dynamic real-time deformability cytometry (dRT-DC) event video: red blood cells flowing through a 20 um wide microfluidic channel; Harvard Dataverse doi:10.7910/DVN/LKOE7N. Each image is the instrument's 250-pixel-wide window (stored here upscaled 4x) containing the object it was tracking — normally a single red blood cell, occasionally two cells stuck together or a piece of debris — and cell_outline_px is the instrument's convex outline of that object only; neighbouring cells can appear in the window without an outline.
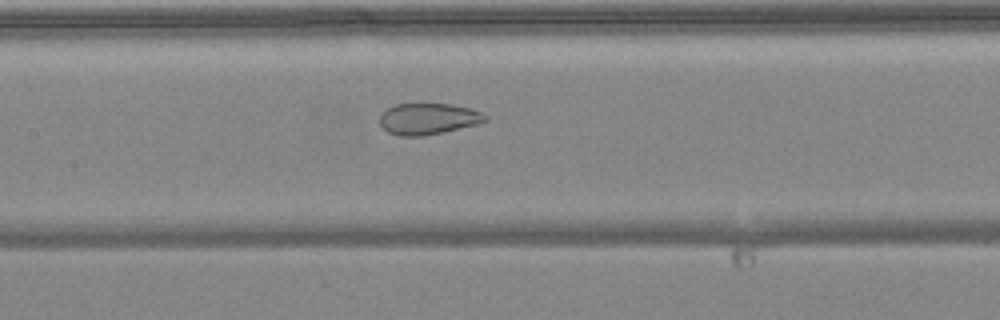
{"species": "common noctule bat (a hibernating species)", "species_latin": "Nyctalus noctula", "temperature_condition": "warm", "stored_images_in_passage": 48, "camera_frame_rate_fps": 3000, "um_per_image_px": 0.085, "animal": {"sex": "female", "body_mass_g": 24.6, "forearm_length_mm": 56.2}, "frame": {"image": 1, "passage_image": 21, "time_ms": 6.667, "image_size_px": [1000, 320], "cell_outline_px": [[488, 120], [476, 124], [424, 136], [400, 136], [388, 132], [380, 124], [380, 112], [396, 104], [452, 104], [468, 108], [480, 112], [488, 116]], "centroid_in_image_um": [36.36, 10.1], "position_along_channel_um": 171.0, "area_um2": 19.07}}
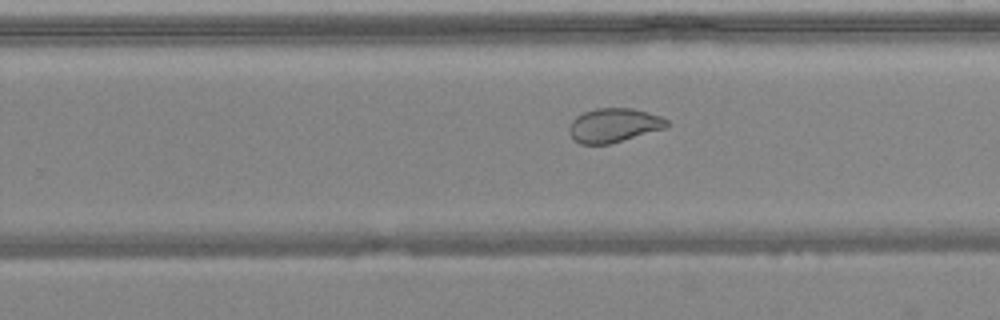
{"frame": {"image": 2, "passage_image": 29, "time_ms": 9.333, "image_size_px": [1000, 320], "cell_outline_px": [[668, 128], [608, 144], [580, 144], [572, 136], [568, 128], [572, 120], [576, 116], [584, 112], [596, 108], [632, 108], [648, 112], [660, 116], [668, 120]], "centroid_in_image_um": [52.2, 10.64], "position_along_channel_um": 277.6, "area_um2": 19.36}}
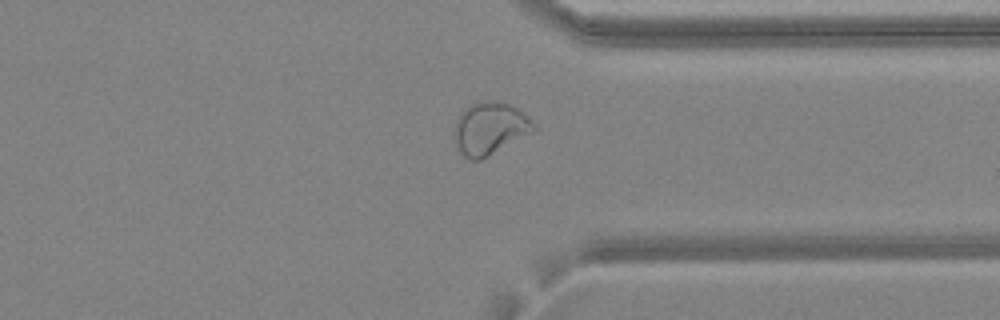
{"frame": {"image": 3, "passage_image": 36, "time_ms": 11.667, "image_size_px": [1000, 320], "cell_outline_px": [[536, 128], [532, 132], [480, 160], [468, 160], [456, 148], [456, 120], [460, 112], [468, 104], [484, 100], [492, 100], [508, 104], [516, 108], [536, 124]], "centroid_in_image_um": [41.61, 10.9], "position_along_channel_um": 369.8, "area_um2": 23.99}, "authors_computed_cell_mechanics": {"area_um2": 25.8944, "velocity_mm_per_s": 4.0178, "shape_relaxation_time_tau1_ms": null, "shape_relaxation_time_tau2_ms": 0.9586, "deformation_change_tau1": null, "deformation_change_tau2": 0.0563}}